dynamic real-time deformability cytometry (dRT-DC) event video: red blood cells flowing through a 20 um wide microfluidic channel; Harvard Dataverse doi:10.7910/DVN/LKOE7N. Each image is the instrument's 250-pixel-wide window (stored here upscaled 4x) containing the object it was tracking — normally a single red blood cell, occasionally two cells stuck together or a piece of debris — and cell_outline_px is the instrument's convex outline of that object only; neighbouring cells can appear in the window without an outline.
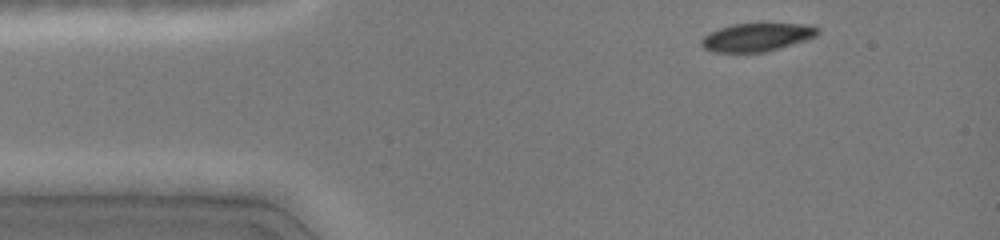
{"species": "common noctule bat (a hibernating species)", "species_latin": "Nyctalus noctula", "temperature_condition": "cold", "stored_images_in_passage": 35, "camera_frame_rate_fps": 3000, "um_per_image_px": 0.085, "animal": {"sex": "female", "body_mass_g": 19.0, "forearm_length_mm": 51.5}, "frame": {"image": 1, "passage_image": 1, "time_ms": 0.0, "image_size_px": [1000, 240], "cell_outline_px": [[820, 32], [816, 36], [780, 48], [764, 52], [712, 52], [704, 48], [700, 44], [700, 40], [708, 32], [732, 24], [812, 24], [820, 28]], "centroid_in_image_um": [64.32, 3.16], "position_along_channel_um": 20.7, "area_um2": 19.13}}
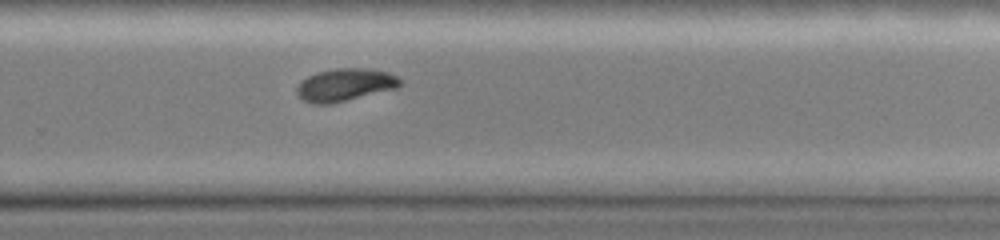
{"frame": {"image": 2, "passage_image": 23, "time_ms": 8.333, "image_size_px": [1000, 240], "cell_outline_px": [[400, 84], [396, 88], [328, 104], [312, 104], [304, 100], [296, 92], [296, 88], [308, 76], [316, 72], [336, 68], [364, 68], [388, 72], [396, 76], [400, 80]], "centroid_in_image_um": [29.3, 7.2], "position_along_channel_um": 300.5, "area_um2": 19.19}}
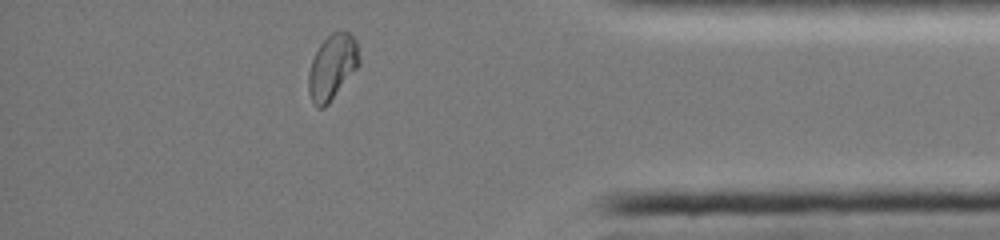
{"frame": {"image": 3, "passage_image": 33, "time_ms": 11.333, "image_size_px": [1000, 240], "cell_outline_px": [[360, 64], [328, 104], [324, 108], [316, 108], [308, 92], [308, 72], [312, 60], [320, 44], [332, 32], [348, 32], [356, 40], [360, 60]], "centroid_in_image_um": [28.23, 5.71], "position_along_channel_um": 407.0, "area_um2": 19.07}, "authors_computed_cell_mechanics": {"area_um2": 20.2878, "velocity_mm_per_s": 4.1167, "shape_relaxation_time_tau1_ms": 7.7033, "shape_relaxation_time_tau2_ms": 7.3167, "deformation_change_tau1": 0.181, "deformation_change_tau2": 0.0689}}